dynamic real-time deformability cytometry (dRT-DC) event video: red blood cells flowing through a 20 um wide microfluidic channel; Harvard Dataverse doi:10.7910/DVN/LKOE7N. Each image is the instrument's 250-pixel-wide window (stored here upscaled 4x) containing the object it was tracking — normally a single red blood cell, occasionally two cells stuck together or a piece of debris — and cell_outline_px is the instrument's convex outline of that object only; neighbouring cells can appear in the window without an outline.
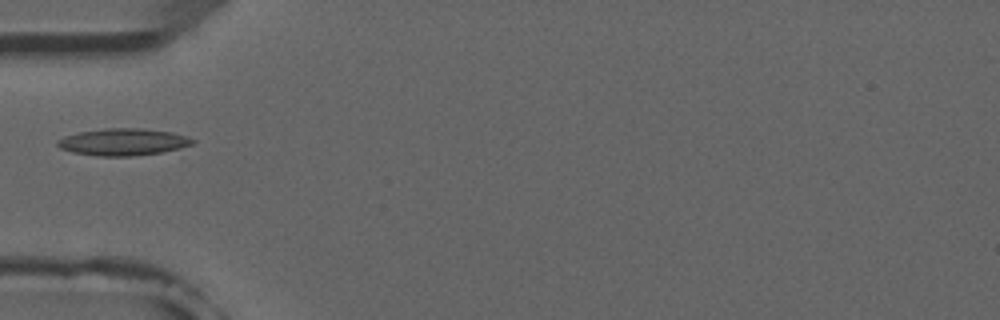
{"species": "common noctule bat (a hibernating species)", "species_latin": "Nyctalus noctula", "temperature_condition": "room temperature", "stored_images_in_passage": 2, "camera_frame_rate_fps": 3000, "um_per_image_px": 0.085, "animal": {"sex": "male", "forearm_length_mm": 52.5}, "frame": {"image": 1, "passage_image": 2, "time_ms": 1.0, "image_size_px": [1000, 320], "cell_outline_px": [[196, 140], [192, 144], [180, 148], [160, 152], [128, 156], [96, 156], [72, 152], [60, 148], [56, 144], [56, 140], [64, 136], [80, 132], [104, 128], [140, 128], [172, 132]], "centroid_in_image_um": [10.42, 12.06], "position_along_channel_um": 74.6, "area_um2": 21.1}}